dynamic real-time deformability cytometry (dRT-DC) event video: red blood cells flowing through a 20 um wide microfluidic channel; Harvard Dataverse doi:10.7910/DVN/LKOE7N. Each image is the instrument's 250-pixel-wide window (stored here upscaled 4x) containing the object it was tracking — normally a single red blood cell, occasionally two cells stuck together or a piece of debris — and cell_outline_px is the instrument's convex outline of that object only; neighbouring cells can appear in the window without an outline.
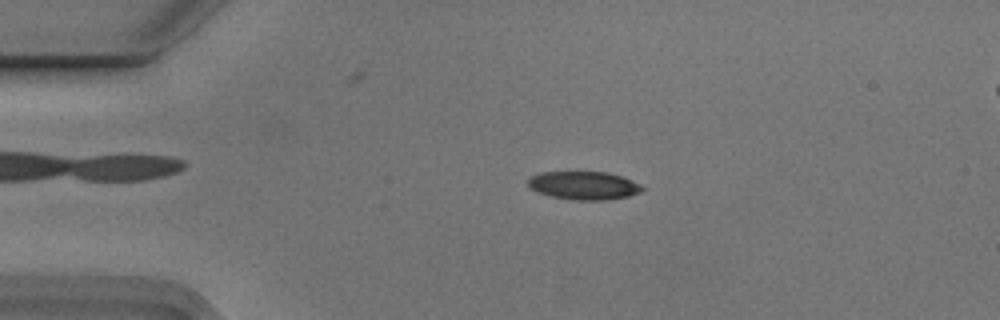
{"species": "Egyptian fruit bat (a non-hibernating species)", "species_latin": "Rousettus aegyptiacus", "temperature_condition": "cold", "stored_images_in_passage": 8, "camera_frame_rate_fps": 3000, "um_per_image_px": 0.085, "animal": {"sex": "male"}, "frame": {"image": 1, "passage_image": 4, "time_ms": 1.0, "image_size_px": [1000, 320], "cell_outline_px": [[644, 188], [640, 192], [628, 196], [608, 200], [572, 200], [552, 196], [536, 192], [528, 184], [528, 180], [532, 176], [544, 172], [608, 172], [624, 176], [640, 184]], "centroid_in_image_um": [49.67, 15.77], "position_along_channel_um": 35.3, "area_um2": 18.79}}
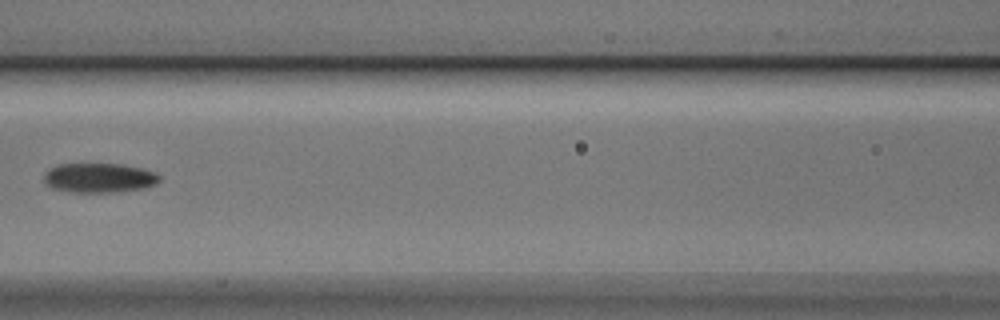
{"frame": {"image": 2, "passage_image": 7, "time_ms": 2.0, "image_size_px": [1000, 320], "cell_outline_px": [[160, 180], [156, 184], [144, 188], [112, 192], [72, 192], [52, 188], [44, 184], [44, 172], [48, 168], [60, 164], [124, 164], [144, 168], [156, 172], [160, 176]], "centroid_in_image_um": [8.43, 15.11], "position_along_channel_um": 158.2, "area_um2": 20.11}}
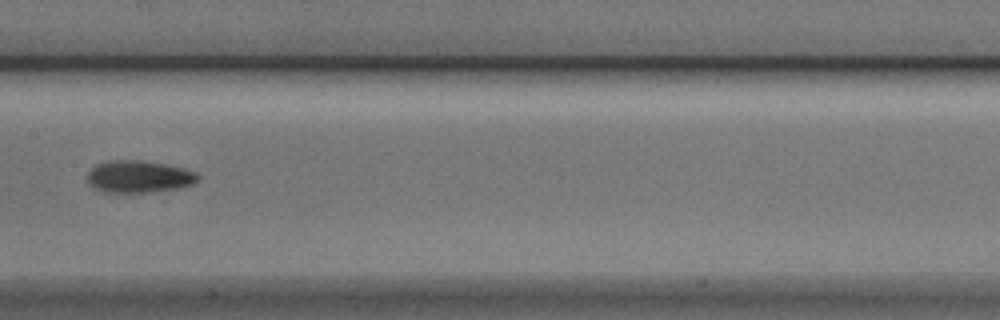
{"frame": {"image": 3, "passage_image": 8, "time_ms": 2.333, "image_size_px": [1000, 320], "cell_outline_px": [[200, 180], [192, 184], [180, 188], [148, 192], [104, 192], [88, 184], [88, 172], [96, 164], [108, 160], [140, 160], [164, 164], [184, 168], [196, 172], [200, 176]], "centroid_in_image_um": [11.82, 15.01], "position_along_channel_um": 195.6, "area_um2": 20.75}}